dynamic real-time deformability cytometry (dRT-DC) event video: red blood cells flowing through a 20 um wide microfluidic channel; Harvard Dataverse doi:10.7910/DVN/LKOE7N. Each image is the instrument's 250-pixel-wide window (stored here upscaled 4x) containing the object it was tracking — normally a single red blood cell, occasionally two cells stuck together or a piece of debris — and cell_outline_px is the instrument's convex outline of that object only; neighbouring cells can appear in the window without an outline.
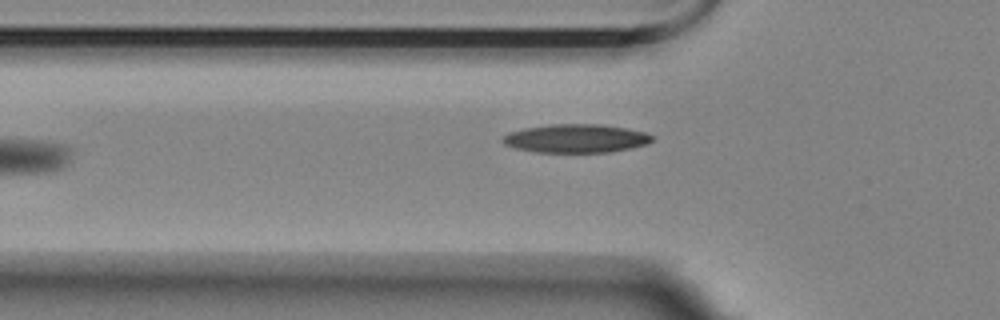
{"species": "Egyptian fruit bat (a non-hibernating species)", "species_latin": "Rousettus aegyptiacus", "temperature_condition": "room temperature", "stored_images_in_passage": 42, "camera_frame_rate_fps": 3000, "um_per_image_px": 0.085, "animal": {"sex": "female"}, "frame": {"image": 1, "passage_image": 4, "time_ms": 1.0, "image_size_px": [1000, 320], "cell_outline_px": [[656, 136], [652, 140], [644, 144], [632, 148], [612, 152], [536, 152], [516, 148], [504, 144], [500, 140], [504, 136], [512, 132], [524, 128], [552, 124], [600, 124], [628, 128], [644, 132]], "centroid_in_image_um": [48.99, 11.76], "position_along_channel_um": 76.8, "area_um2": 24.8}}
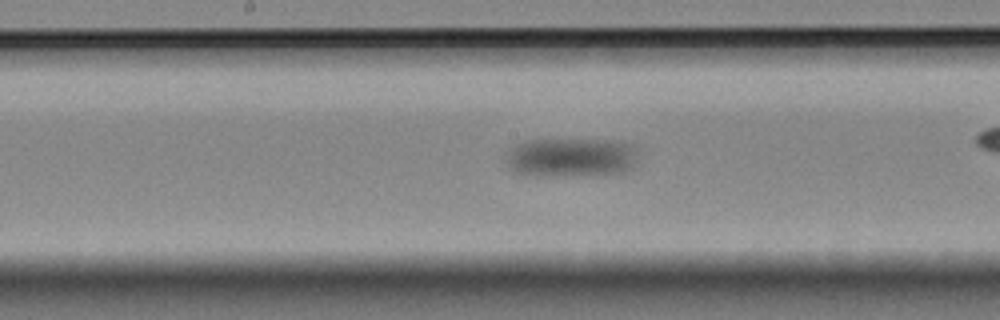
{"frame": {"image": 2, "passage_image": 11, "time_ms": 3.333, "image_size_px": [1000, 320], "cell_outline_px": [[640, 148], [628, 172], [564, 176], [536, 176], [512, 172], [508, 168], [508, 156], [512, 148], [520, 144], [532, 140], [624, 140], [636, 144]], "centroid_in_image_um": [48.63, 13.38], "position_along_channel_um": 199.6, "area_um2": 30.29}}
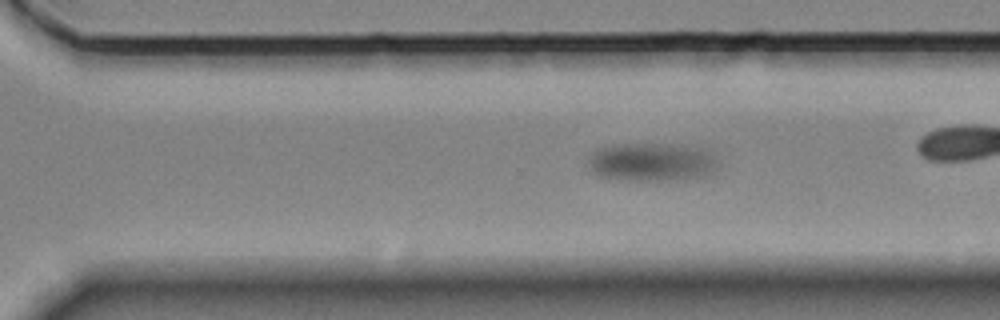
{"frame": {"image": 3, "passage_image": 22, "time_ms": 7.0, "image_size_px": [1000, 320], "cell_outline_px": [[720, 164], [708, 176], [676, 180], [628, 180], [600, 176], [592, 172], [588, 164], [588, 160], [600, 148], [624, 144], [676, 144], [712, 148]], "centroid_in_image_um": [55.56, 13.77], "position_along_channel_um": 315.0, "area_um2": 29.48}}